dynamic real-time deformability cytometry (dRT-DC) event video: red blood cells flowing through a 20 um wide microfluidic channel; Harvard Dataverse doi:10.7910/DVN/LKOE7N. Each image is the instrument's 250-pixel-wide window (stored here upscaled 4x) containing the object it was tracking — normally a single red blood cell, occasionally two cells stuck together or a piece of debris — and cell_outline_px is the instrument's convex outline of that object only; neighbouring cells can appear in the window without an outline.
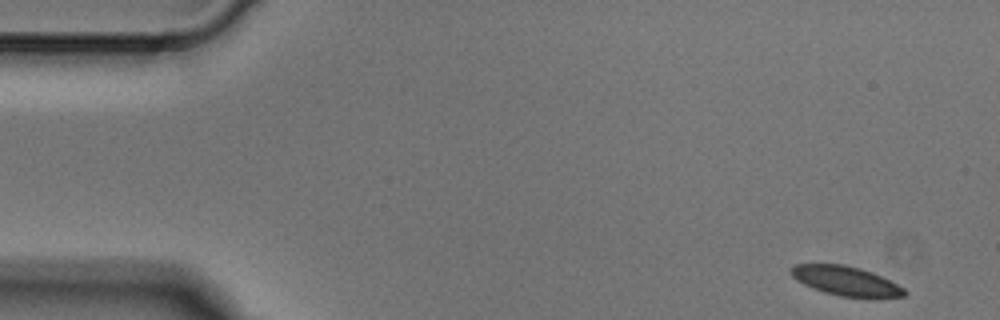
{"species": "Egyptian fruit bat (a non-hibernating species)", "species_latin": "Rousettus aegyptiacus", "temperature_condition": "cold", "stored_images_in_passage": 4, "camera_frame_rate_fps": 3000, "um_per_image_px": 0.085, "animal": {"sex": "male"}, "frame": {"image": 1, "passage_image": 1, "time_ms": 0.0, "image_size_px": [1000, 320], "cell_outline_px": [[908, 292], [904, 296], [872, 300], [840, 296], [824, 292], [812, 288], [796, 280], [788, 272], [788, 268], [792, 264], [844, 264], [860, 268], [872, 272], [904, 288]], "centroid_in_image_um": [71.9, 23.91], "position_along_channel_um": 13.1, "area_um2": 20.06}}
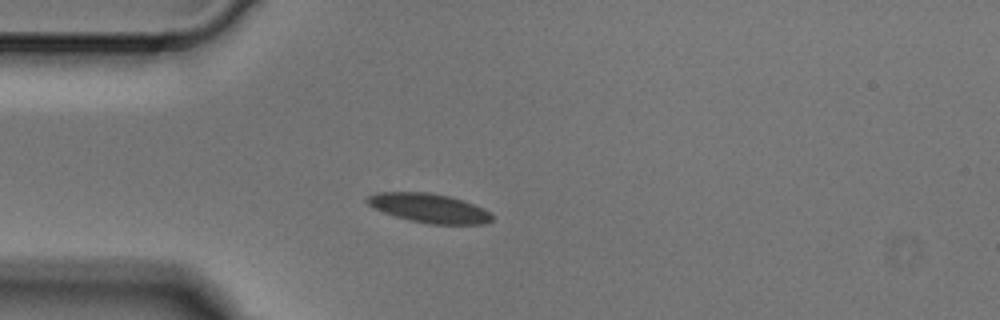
{"frame": {"image": 2, "passage_image": 3, "time_ms": 0.667, "image_size_px": [1000, 320], "cell_outline_px": [[492, 220], [484, 224], [428, 224], [408, 220], [384, 212], [368, 204], [364, 200], [368, 196], [376, 192], [428, 192], [448, 196], [472, 204], [488, 212], [492, 216]], "centroid_in_image_um": [36.42, 17.69], "position_along_channel_um": 48.6, "area_um2": 20.87}}